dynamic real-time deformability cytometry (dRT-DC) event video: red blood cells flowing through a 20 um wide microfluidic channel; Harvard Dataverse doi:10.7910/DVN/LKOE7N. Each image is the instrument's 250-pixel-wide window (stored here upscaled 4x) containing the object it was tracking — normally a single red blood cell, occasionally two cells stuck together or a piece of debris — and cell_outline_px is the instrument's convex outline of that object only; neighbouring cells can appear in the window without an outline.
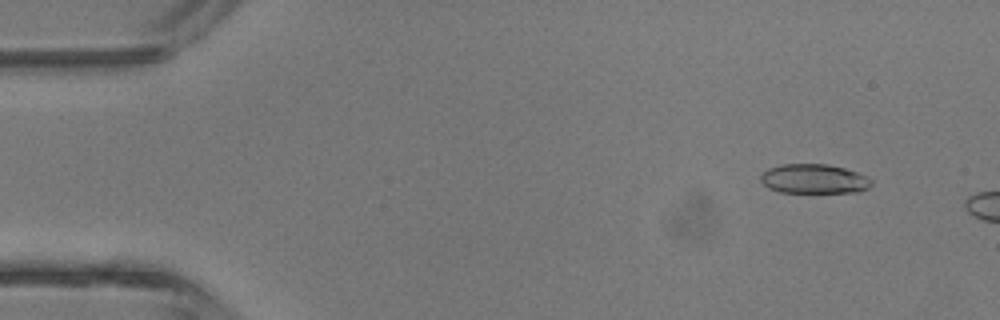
{"species": "common noctule bat (a hibernating species)", "species_latin": "Nyctalus noctula", "temperature_condition": "room temperature", "stored_images_in_passage": 4, "camera_frame_rate_fps": 3000, "um_per_image_px": 0.085, "animal": {"sex": "male", "body_mass_g": 13.3}, "frame": {"image": 1, "passage_image": 2, "time_ms": 1.0, "image_size_px": [1000, 320], "cell_outline_px": [[872, 184], [868, 188], [860, 192], [780, 192], [768, 188], [760, 180], [760, 176], [768, 168], [780, 164], [828, 164], [844, 168], [856, 172], [872, 180]], "centroid_in_image_um": [69.17, 15.2], "position_along_channel_um": 15.8, "area_um2": 18.96}}